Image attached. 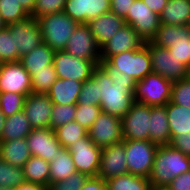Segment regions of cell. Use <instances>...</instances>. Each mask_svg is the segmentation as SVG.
Returning a JSON list of instances; mask_svg holds the SVG:
<instances>
[{
    "label": "cell",
    "instance_id": "ba28073f",
    "mask_svg": "<svg viewBox=\"0 0 190 190\" xmlns=\"http://www.w3.org/2000/svg\"><path fill=\"white\" fill-rule=\"evenodd\" d=\"M152 64V73L159 74L172 82L187 78L189 69L169 52L168 48L158 47L151 41L144 44Z\"/></svg>",
    "mask_w": 190,
    "mask_h": 190
},
{
    "label": "cell",
    "instance_id": "603a6c76",
    "mask_svg": "<svg viewBox=\"0 0 190 190\" xmlns=\"http://www.w3.org/2000/svg\"><path fill=\"white\" fill-rule=\"evenodd\" d=\"M149 141L158 146L170 145L171 133L165 106H151Z\"/></svg>",
    "mask_w": 190,
    "mask_h": 190
},
{
    "label": "cell",
    "instance_id": "ee69618b",
    "mask_svg": "<svg viewBox=\"0 0 190 190\" xmlns=\"http://www.w3.org/2000/svg\"><path fill=\"white\" fill-rule=\"evenodd\" d=\"M88 178L87 174L76 171L63 181L49 183L47 190H80Z\"/></svg>",
    "mask_w": 190,
    "mask_h": 190
},
{
    "label": "cell",
    "instance_id": "ab89813d",
    "mask_svg": "<svg viewBox=\"0 0 190 190\" xmlns=\"http://www.w3.org/2000/svg\"><path fill=\"white\" fill-rule=\"evenodd\" d=\"M102 112L100 106L91 104H76L75 119L86 130H89L94 121L98 118Z\"/></svg>",
    "mask_w": 190,
    "mask_h": 190
},
{
    "label": "cell",
    "instance_id": "74e56055",
    "mask_svg": "<svg viewBox=\"0 0 190 190\" xmlns=\"http://www.w3.org/2000/svg\"><path fill=\"white\" fill-rule=\"evenodd\" d=\"M26 96L20 93L0 92V110L6 117L22 111Z\"/></svg>",
    "mask_w": 190,
    "mask_h": 190
},
{
    "label": "cell",
    "instance_id": "d6a6232c",
    "mask_svg": "<svg viewBox=\"0 0 190 190\" xmlns=\"http://www.w3.org/2000/svg\"><path fill=\"white\" fill-rule=\"evenodd\" d=\"M29 74L31 76V89L34 94H47L57 80L53 64L47 65V69L32 70Z\"/></svg>",
    "mask_w": 190,
    "mask_h": 190
},
{
    "label": "cell",
    "instance_id": "e0dca14e",
    "mask_svg": "<svg viewBox=\"0 0 190 190\" xmlns=\"http://www.w3.org/2000/svg\"><path fill=\"white\" fill-rule=\"evenodd\" d=\"M26 141L31 156L40 157L48 162L55 160L63 148L51 128L33 129L26 137Z\"/></svg>",
    "mask_w": 190,
    "mask_h": 190
},
{
    "label": "cell",
    "instance_id": "484cf974",
    "mask_svg": "<svg viewBox=\"0 0 190 190\" xmlns=\"http://www.w3.org/2000/svg\"><path fill=\"white\" fill-rule=\"evenodd\" d=\"M190 0H168L160 14V23L187 26Z\"/></svg>",
    "mask_w": 190,
    "mask_h": 190
},
{
    "label": "cell",
    "instance_id": "d4e9b609",
    "mask_svg": "<svg viewBox=\"0 0 190 190\" xmlns=\"http://www.w3.org/2000/svg\"><path fill=\"white\" fill-rule=\"evenodd\" d=\"M30 157L26 138L0 141V159L10 165L23 168Z\"/></svg>",
    "mask_w": 190,
    "mask_h": 190
},
{
    "label": "cell",
    "instance_id": "f6af8a7d",
    "mask_svg": "<svg viewBox=\"0 0 190 190\" xmlns=\"http://www.w3.org/2000/svg\"><path fill=\"white\" fill-rule=\"evenodd\" d=\"M170 146L190 157V133L174 136L171 139Z\"/></svg>",
    "mask_w": 190,
    "mask_h": 190
},
{
    "label": "cell",
    "instance_id": "4dcf8cb0",
    "mask_svg": "<svg viewBox=\"0 0 190 190\" xmlns=\"http://www.w3.org/2000/svg\"><path fill=\"white\" fill-rule=\"evenodd\" d=\"M23 173L27 182L38 183L48 187L50 176L48 161L37 156H31L23 166Z\"/></svg>",
    "mask_w": 190,
    "mask_h": 190
},
{
    "label": "cell",
    "instance_id": "9a60e30c",
    "mask_svg": "<svg viewBox=\"0 0 190 190\" xmlns=\"http://www.w3.org/2000/svg\"><path fill=\"white\" fill-rule=\"evenodd\" d=\"M7 27L14 36L15 48L20 57L30 53L43 42L38 20L31 16L22 21L10 23Z\"/></svg>",
    "mask_w": 190,
    "mask_h": 190
},
{
    "label": "cell",
    "instance_id": "4fadbf2b",
    "mask_svg": "<svg viewBox=\"0 0 190 190\" xmlns=\"http://www.w3.org/2000/svg\"><path fill=\"white\" fill-rule=\"evenodd\" d=\"M68 150L76 171L87 174L89 177H98L101 148L91 141L89 135L76 141Z\"/></svg>",
    "mask_w": 190,
    "mask_h": 190
},
{
    "label": "cell",
    "instance_id": "836d02e7",
    "mask_svg": "<svg viewBox=\"0 0 190 190\" xmlns=\"http://www.w3.org/2000/svg\"><path fill=\"white\" fill-rule=\"evenodd\" d=\"M54 131L61 146L67 149L76 141L88 135V130H86L76 121H72L60 126Z\"/></svg>",
    "mask_w": 190,
    "mask_h": 190
},
{
    "label": "cell",
    "instance_id": "8d00e7d4",
    "mask_svg": "<svg viewBox=\"0 0 190 190\" xmlns=\"http://www.w3.org/2000/svg\"><path fill=\"white\" fill-rule=\"evenodd\" d=\"M0 15L6 25L30 16L16 0H0Z\"/></svg>",
    "mask_w": 190,
    "mask_h": 190
},
{
    "label": "cell",
    "instance_id": "f907efd6",
    "mask_svg": "<svg viewBox=\"0 0 190 190\" xmlns=\"http://www.w3.org/2000/svg\"><path fill=\"white\" fill-rule=\"evenodd\" d=\"M13 190H47V187L42 184L25 181Z\"/></svg>",
    "mask_w": 190,
    "mask_h": 190
},
{
    "label": "cell",
    "instance_id": "6f0895ef",
    "mask_svg": "<svg viewBox=\"0 0 190 190\" xmlns=\"http://www.w3.org/2000/svg\"><path fill=\"white\" fill-rule=\"evenodd\" d=\"M187 27L190 29V15H189V19H188V22H187Z\"/></svg>",
    "mask_w": 190,
    "mask_h": 190
},
{
    "label": "cell",
    "instance_id": "7402d4cb",
    "mask_svg": "<svg viewBox=\"0 0 190 190\" xmlns=\"http://www.w3.org/2000/svg\"><path fill=\"white\" fill-rule=\"evenodd\" d=\"M87 25L101 48L125 25V20L123 17L110 11L90 20Z\"/></svg>",
    "mask_w": 190,
    "mask_h": 190
},
{
    "label": "cell",
    "instance_id": "7dc6e473",
    "mask_svg": "<svg viewBox=\"0 0 190 190\" xmlns=\"http://www.w3.org/2000/svg\"><path fill=\"white\" fill-rule=\"evenodd\" d=\"M166 188L168 190H190V171L174 178Z\"/></svg>",
    "mask_w": 190,
    "mask_h": 190
},
{
    "label": "cell",
    "instance_id": "816d5d0a",
    "mask_svg": "<svg viewBox=\"0 0 190 190\" xmlns=\"http://www.w3.org/2000/svg\"><path fill=\"white\" fill-rule=\"evenodd\" d=\"M24 10L31 15L33 13L34 7H35V1L36 0H16Z\"/></svg>",
    "mask_w": 190,
    "mask_h": 190
},
{
    "label": "cell",
    "instance_id": "11a10c76",
    "mask_svg": "<svg viewBox=\"0 0 190 190\" xmlns=\"http://www.w3.org/2000/svg\"><path fill=\"white\" fill-rule=\"evenodd\" d=\"M151 190H168L166 187L165 188H154L152 187Z\"/></svg>",
    "mask_w": 190,
    "mask_h": 190
},
{
    "label": "cell",
    "instance_id": "3957f363",
    "mask_svg": "<svg viewBox=\"0 0 190 190\" xmlns=\"http://www.w3.org/2000/svg\"><path fill=\"white\" fill-rule=\"evenodd\" d=\"M37 20L41 28L43 42L54 51L65 49L69 38L79 25L63 11L40 17Z\"/></svg>",
    "mask_w": 190,
    "mask_h": 190
},
{
    "label": "cell",
    "instance_id": "7bdbcfd3",
    "mask_svg": "<svg viewBox=\"0 0 190 190\" xmlns=\"http://www.w3.org/2000/svg\"><path fill=\"white\" fill-rule=\"evenodd\" d=\"M67 0H36L31 17L38 19L40 17L62 12Z\"/></svg>",
    "mask_w": 190,
    "mask_h": 190
},
{
    "label": "cell",
    "instance_id": "bcb514c9",
    "mask_svg": "<svg viewBox=\"0 0 190 190\" xmlns=\"http://www.w3.org/2000/svg\"><path fill=\"white\" fill-rule=\"evenodd\" d=\"M135 0H110V11L125 18Z\"/></svg>",
    "mask_w": 190,
    "mask_h": 190
},
{
    "label": "cell",
    "instance_id": "7a4b0ae2",
    "mask_svg": "<svg viewBox=\"0 0 190 190\" xmlns=\"http://www.w3.org/2000/svg\"><path fill=\"white\" fill-rule=\"evenodd\" d=\"M189 171V156L173 149L170 145L159 146L149 181L154 188H165L174 178Z\"/></svg>",
    "mask_w": 190,
    "mask_h": 190
},
{
    "label": "cell",
    "instance_id": "d590c367",
    "mask_svg": "<svg viewBox=\"0 0 190 190\" xmlns=\"http://www.w3.org/2000/svg\"><path fill=\"white\" fill-rule=\"evenodd\" d=\"M20 55L15 48L14 36L8 27L0 30V63L18 62Z\"/></svg>",
    "mask_w": 190,
    "mask_h": 190
},
{
    "label": "cell",
    "instance_id": "5bb4252c",
    "mask_svg": "<svg viewBox=\"0 0 190 190\" xmlns=\"http://www.w3.org/2000/svg\"><path fill=\"white\" fill-rule=\"evenodd\" d=\"M72 56L101 63V48L98 46L87 24H79L64 49Z\"/></svg>",
    "mask_w": 190,
    "mask_h": 190
},
{
    "label": "cell",
    "instance_id": "8fae6325",
    "mask_svg": "<svg viewBox=\"0 0 190 190\" xmlns=\"http://www.w3.org/2000/svg\"><path fill=\"white\" fill-rule=\"evenodd\" d=\"M151 106L134 102L121 118L123 140H148Z\"/></svg>",
    "mask_w": 190,
    "mask_h": 190
},
{
    "label": "cell",
    "instance_id": "30bf717a",
    "mask_svg": "<svg viewBox=\"0 0 190 190\" xmlns=\"http://www.w3.org/2000/svg\"><path fill=\"white\" fill-rule=\"evenodd\" d=\"M125 24L130 25L145 41H151L160 27V16L154 13L143 0H135L124 18Z\"/></svg>",
    "mask_w": 190,
    "mask_h": 190
},
{
    "label": "cell",
    "instance_id": "f5cc1de1",
    "mask_svg": "<svg viewBox=\"0 0 190 190\" xmlns=\"http://www.w3.org/2000/svg\"><path fill=\"white\" fill-rule=\"evenodd\" d=\"M5 120H6V116L0 110V140H1L3 129H4Z\"/></svg>",
    "mask_w": 190,
    "mask_h": 190
},
{
    "label": "cell",
    "instance_id": "277c9868",
    "mask_svg": "<svg viewBox=\"0 0 190 190\" xmlns=\"http://www.w3.org/2000/svg\"><path fill=\"white\" fill-rule=\"evenodd\" d=\"M187 26L166 25L161 23L151 42L158 47L168 48L190 70V42Z\"/></svg>",
    "mask_w": 190,
    "mask_h": 190
},
{
    "label": "cell",
    "instance_id": "60d3db41",
    "mask_svg": "<svg viewBox=\"0 0 190 190\" xmlns=\"http://www.w3.org/2000/svg\"><path fill=\"white\" fill-rule=\"evenodd\" d=\"M101 93L99 92V84L92 77L82 83L81 92L79 93L77 104L100 105Z\"/></svg>",
    "mask_w": 190,
    "mask_h": 190
},
{
    "label": "cell",
    "instance_id": "db71d44e",
    "mask_svg": "<svg viewBox=\"0 0 190 190\" xmlns=\"http://www.w3.org/2000/svg\"><path fill=\"white\" fill-rule=\"evenodd\" d=\"M6 27H7V25L5 24V22L3 21L1 15H0V30L4 29Z\"/></svg>",
    "mask_w": 190,
    "mask_h": 190
},
{
    "label": "cell",
    "instance_id": "6da1fadb",
    "mask_svg": "<svg viewBox=\"0 0 190 190\" xmlns=\"http://www.w3.org/2000/svg\"><path fill=\"white\" fill-rule=\"evenodd\" d=\"M101 93L102 112L122 118L134 101L136 81L125 73L113 69L107 62H101L93 73Z\"/></svg>",
    "mask_w": 190,
    "mask_h": 190
},
{
    "label": "cell",
    "instance_id": "52a82bcc",
    "mask_svg": "<svg viewBox=\"0 0 190 190\" xmlns=\"http://www.w3.org/2000/svg\"><path fill=\"white\" fill-rule=\"evenodd\" d=\"M113 69L125 73L136 82L152 73V64L148 48L143 45L138 50H128L111 56L106 61Z\"/></svg>",
    "mask_w": 190,
    "mask_h": 190
},
{
    "label": "cell",
    "instance_id": "d6986e66",
    "mask_svg": "<svg viewBox=\"0 0 190 190\" xmlns=\"http://www.w3.org/2000/svg\"><path fill=\"white\" fill-rule=\"evenodd\" d=\"M145 41L130 26L124 25L113 37L101 47V62H106L111 56L128 50H138Z\"/></svg>",
    "mask_w": 190,
    "mask_h": 190
},
{
    "label": "cell",
    "instance_id": "5b68a950",
    "mask_svg": "<svg viewBox=\"0 0 190 190\" xmlns=\"http://www.w3.org/2000/svg\"><path fill=\"white\" fill-rule=\"evenodd\" d=\"M172 84L159 74H148L136 82L134 101L152 107L165 106L171 101Z\"/></svg>",
    "mask_w": 190,
    "mask_h": 190
},
{
    "label": "cell",
    "instance_id": "2e32d148",
    "mask_svg": "<svg viewBox=\"0 0 190 190\" xmlns=\"http://www.w3.org/2000/svg\"><path fill=\"white\" fill-rule=\"evenodd\" d=\"M0 92L32 93L31 76L19 61L1 63Z\"/></svg>",
    "mask_w": 190,
    "mask_h": 190
},
{
    "label": "cell",
    "instance_id": "9f6ffc18",
    "mask_svg": "<svg viewBox=\"0 0 190 190\" xmlns=\"http://www.w3.org/2000/svg\"><path fill=\"white\" fill-rule=\"evenodd\" d=\"M0 190H13L12 188H8V187H0Z\"/></svg>",
    "mask_w": 190,
    "mask_h": 190
},
{
    "label": "cell",
    "instance_id": "f35d334b",
    "mask_svg": "<svg viewBox=\"0 0 190 190\" xmlns=\"http://www.w3.org/2000/svg\"><path fill=\"white\" fill-rule=\"evenodd\" d=\"M76 113V104L71 105H58L53 104L51 112L50 128L52 130L57 129L69 122L74 121Z\"/></svg>",
    "mask_w": 190,
    "mask_h": 190
},
{
    "label": "cell",
    "instance_id": "f1b7e54d",
    "mask_svg": "<svg viewBox=\"0 0 190 190\" xmlns=\"http://www.w3.org/2000/svg\"><path fill=\"white\" fill-rule=\"evenodd\" d=\"M32 130L33 128L23 110L19 111L6 117L0 141L26 138Z\"/></svg>",
    "mask_w": 190,
    "mask_h": 190
},
{
    "label": "cell",
    "instance_id": "8992f818",
    "mask_svg": "<svg viewBox=\"0 0 190 190\" xmlns=\"http://www.w3.org/2000/svg\"><path fill=\"white\" fill-rule=\"evenodd\" d=\"M158 147L148 140H124L128 173L149 178Z\"/></svg>",
    "mask_w": 190,
    "mask_h": 190
},
{
    "label": "cell",
    "instance_id": "44dd1931",
    "mask_svg": "<svg viewBox=\"0 0 190 190\" xmlns=\"http://www.w3.org/2000/svg\"><path fill=\"white\" fill-rule=\"evenodd\" d=\"M63 12L79 24L110 12V0H67Z\"/></svg>",
    "mask_w": 190,
    "mask_h": 190
},
{
    "label": "cell",
    "instance_id": "83f0119b",
    "mask_svg": "<svg viewBox=\"0 0 190 190\" xmlns=\"http://www.w3.org/2000/svg\"><path fill=\"white\" fill-rule=\"evenodd\" d=\"M54 53L55 51L52 48L42 42L30 53L22 56L19 62L28 73L32 70L47 69V65L53 64Z\"/></svg>",
    "mask_w": 190,
    "mask_h": 190
},
{
    "label": "cell",
    "instance_id": "681fc988",
    "mask_svg": "<svg viewBox=\"0 0 190 190\" xmlns=\"http://www.w3.org/2000/svg\"><path fill=\"white\" fill-rule=\"evenodd\" d=\"M168 0H143V2L157 15L160 16Z\"/></svg>",
    "mask_w": 190,
    "mask_h": 190
},
{
    "label": "cell",
    "instance_id": "9c48e42d",
    "mask_svg": "<svg viewBox=\"0 0 190 190\" xmlns=\"http://www.w3.org/2000/svg\"><path fill=\"white\" fill-rule=\"evenodd\" d=\"M53 65L57 78L74 79L80 82H84L92 78L94 69L98 66L91 60L72 56L64 50L55 51Z\"/></svg>",
    "mask_w": 190,
    "mask_h": 190
},
{
    "label": "cell",
    "instance_id": "c3c4849f",
    "mask_svg": "<svg viewBox=\"0 0 190 190\" xmlns=\"http://www.w3.org/2000/svg\"><path fill=\"white\" fill-rule=\"evenodd\" d=\"M80 190H107V183L99 177H89Z\"/></svg>",
    "mask_w": 190,
    "mask_h": 190
},
{
    "label": "cell",
    "instance_id": "1f68e13d",
    "mask_svg": "<svg viewBox=\"0 0 190 190\" xmlns=\"http://www.w3.org/2000/svg\"><path fill=\"white\" fill-rule=\"evenodd\" d=\"M107 190H151L149 178L130 173L106 180Z\"/></svg>",
    "mask_w": 190,
    "mask_h": 190
},
{
    "label": "cell",
    "instance_id": "ac0fdd59",
    "mask_svg": "<svg viewBox=\"0 0 190 190\" xmlns=\"http://www.w3.org/2000/svg\"><path fill=\"white\" fill-rule=\"evenodd\" d=\"M128 174L124 140L101 149L98 177L103 180Z\"/></svg>",
    "mask_w": 190,
    "mask_h": 190
},
{
    "label": "cell",
    "instance_id": "ffe728a7",
    "mask_svg": "<svg viewBox=\"0 0 190 190\" xmlns=\"http://www.w3.org/2000/svg\"><path fill=\"white\" fill-rule=\"evenodd\" d=\"M53 103L47 94L30 93L26 96L23 112L33 129L50 128Z\"/></svg>",
    "mask_w": 190,
    "mask_h": 190
},
{
    "label": "cell",
    "instance_id": "f546056e",
    "mask_svg": "<svg viewBox=\"0 0 190 190\" xmlns=\"http://www.w3.org/2000/svg\"><path fill=\"white\" fill-rule=\"evenodd\" d=\"M49 166V183L63 181L76 172L71 153L64 147L58 152L55 160L49 162Z\"/></svg>",
    "mask_w": 190,
    "mask_h": 190
},
{
    "label": "cell",
    "instance_id": "4316f807",
    "mask_svg": "<svg viewBox=\"0 0 190 190\" xmlns=\"http://www.w3.org/2000/svg\"><path fill=\"white\" fill-rule=\"evenodd\" d=\"M171 139L176 135L190 133V108L169 101L166 105Z\"/></svg>",
    "mask_w": 190,
    "mask_h": 190
},
{
    "label": "cell",
    "instance_id": "cb8c5ba5",
    "mask_svg": "<svg viewBox=\"0 0 190 190\" xmlns=\"http://www.w3.org/2000/svg\"><path fill=\"white\" fill-rule=\"evenodd\" d=\"M82 83L74 79H60L51 86L47 95L53 104L71 105L77 104Z\"/></svg>",
    "mask_w": 190,
    "mask_h": 190
},
{
    "label": "cell",
    "instance_id": "b9f144b4",
    "mask_svg": "<svg viewBox=\"0 0 190 190\" xmlns=\"http://www.w3.org/2000/svg\"><path fill=\"white\" fill-rule=\"evenodd\" d=\"M171 102L190 108V76L173 82Z\"/></svg>",
    "mask_w": 190,
    "mask_h": 190
},
{
    "label": "cell",
    "instance_id": "7c38bea8",
    "mask_svg": "<svg viewBox=\"0 0 190 190\" xmlns=\"http://www.w3.org/2000/svg\"><path fill=\"white\" fill-rule=\"evenodd\" d=\"M88 135L91 141L101 149L122 142L121 118L101 112L88 130Z\"/></svg>",
    "mask_w": 190,
    "mask_h": 190
},
{
    "label": "cell",
    "instance_id": "e575fe53",
    "mask_svg": "<svg viewBox=\"0 0 190 190\" xmlns=\"http://www.w3.org/2000/svg\"><path fill=\"white\" fill-rule=\"evenodd\" d=\"M25 181L23 168L15 167L0 159V187L14 189Z\"/></svg>",
    "mask_w": 190,
    "mask_h": 190
}]
</instances>
